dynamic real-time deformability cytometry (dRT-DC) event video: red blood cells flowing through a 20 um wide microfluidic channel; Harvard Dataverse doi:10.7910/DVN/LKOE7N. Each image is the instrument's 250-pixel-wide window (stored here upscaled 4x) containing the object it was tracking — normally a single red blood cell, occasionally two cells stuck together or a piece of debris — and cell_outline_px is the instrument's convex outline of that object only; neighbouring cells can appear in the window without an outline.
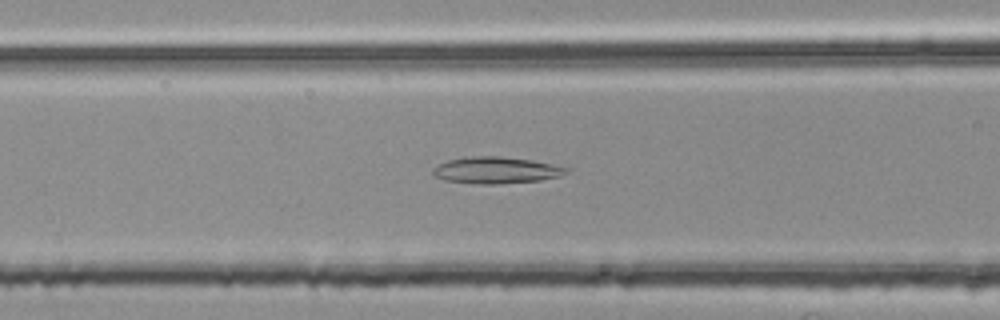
{"species": "common noctule bat (a hibernating species)", "species_latin": "Nyctalus noctula", "temperature_condition": "room temperature", "stored_images_in_passage": 48, "camera_frame_rate_fps": 3000, "um_per_image_px": 0.085, "animal": {"sex": "female", "body_mass_g": 25.1}, "frame": {"image": 1, "passage_image": 15, "time_ms": 4.667, "image_size_px": [1000, 320], "cell_outline_px": [[568, 168], [560, 176], [540, 180], [500, 184], [480, 184], [444, 180], [436, 176], [432, 172], [432, 168], [448, 160], [472, 156], [500, 156], [532, 160], [552, 164]], "centroid_in_image_um": [42.14, 14.47], "position_along_channel_um": 124.5, "area_um2": 20.46}}
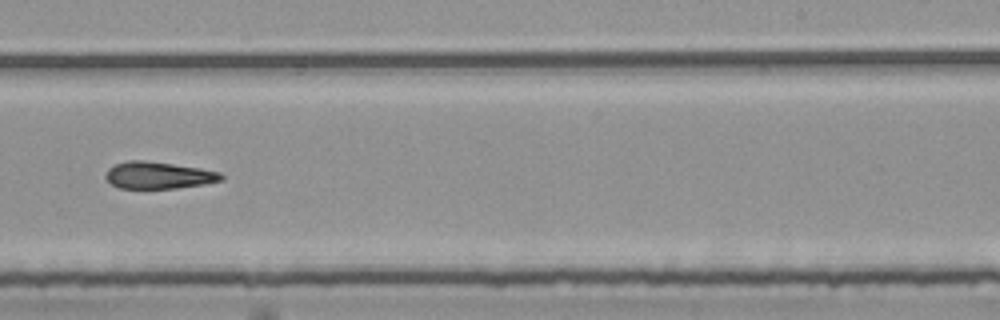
{"frame": {"image": 2, "passage_image": 27, "time_ms": 8.667, "image_size_px": [1000, 320], "cell_outline_px": [[224, 180], [204, 184], [176, 188], [120, 188], [112, 184], [104, 176], [108, 168], [116, 164], [128, 160], [140, 160], [172, 164], [200, 168], [220, 172], [224, 176]], "centroid_in_image_um": [13.48, 14.9], "position_along_channel_um": 275.5, "area_um2": 18.03}}
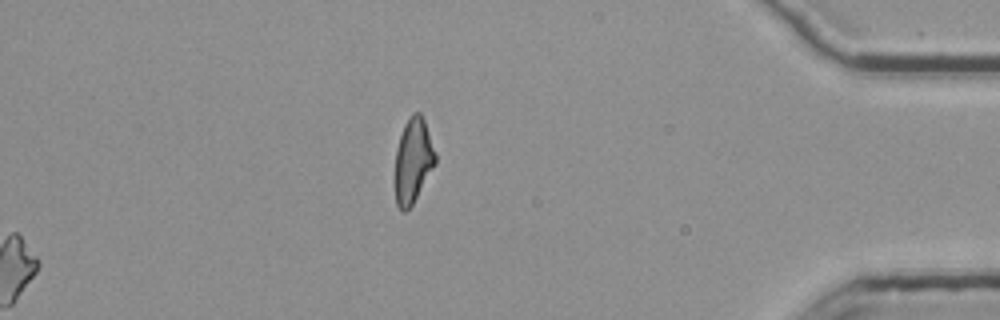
{"frame": {"image": 3, "passage_image": 48, "time_ms": 15.667, "image_size_px": [1000, 320], "cell_outline_px": [[436, 164], [412, 204], [404, 212], [400, 212], [396, 204], [396, 148], [404, 124], [412, 112], [420, 112], [424, 120], [436, 152]], "centroid_in_image_um": [35.12, 13.63], "position_along_channel_um": 400.1, "area_um2": 19.77}}